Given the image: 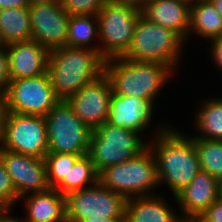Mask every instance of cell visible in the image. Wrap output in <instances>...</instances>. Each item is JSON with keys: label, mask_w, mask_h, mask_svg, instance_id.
Listing matches in <instances>:
<instances>
[{"label": "cell", "mask_w": 222, "mask_h": 222, "mask_svg": "<svg viewBox=\"0 0 222 222\" xmlns=\"http://www.w3.org/2000/svg\"><path fill=\"white\" fill-rule=\"evenodd\" d=\"M161 124L156 130L153 128L148 146L155 157L159 184L166 185L171 196H175L198 174L201 166L193 137L171 124Z\"/></svg>", "instance_id": "6da1fadb"}, {"label": "cell", "mask_w": 222, "mask_h": 222, "mask_svg": "<svg viewBox=\"0 0 222 222\" xmlns=\"http://www.w3.org/2000/svg\"><path fill=\"white\" fill-rule=\"evenodd\" d=\"M105 58L97 50L69 47L49 51L48 69L52 88L60 101L105 73Z\"/></svg>", "instance_id": "7a4b0ae2"}, {"label": "cell", "mask_w": 222, "mask_h": 222, "mask_svg": "<svg viewBox=\"0 0 222 222\" xmlns=\"http://www.w3.org/2000/svg\"><path fill=\"white\" fill-rule=\"evenodd\" d=\"M174 73L169 66L157 62L130 61L123 57L105 60V74L115 94L145 99L153 107L160 91L175 77Z\"/></svg>", "instance_id": "3957f363"}, {"label": "cell", "mask_w": 222, "mask_h": 222, "mask_svg": "<svg viewBox=\"0 0 222 222\" xmlns=\"http://www.w3.org/2000/svg\"><path fill=\"white\" fill-rule=\"evenodd\" d=\"M186 45V40L178 32L153 23L141 14L130 47L121 57L130 61L161 63L178 73Z\"/></svg>", "instance_id": "277c9868"}, {"label": "cell", "mask_w": 222, "mask_h": 222, "mask_svg": "<svg viewBox=\"0 0 222 222\" xmlns=\"http://www.w3.org/2000/svg\"><path fill=\"white\" fill-rule=\"evenodd\" d=\"M99 182L107 189L131 197L159 194L157 164L149 146L132 159L109 166L99 173Z\"/></svg>", "instance_id": "5b68a950"}, {"label": "cell", "mask_w": 222, "mask_h": 222, "mask_svg": "<svg viewBox=\"0 0 222 222\" xmlns=\"http://www.w3.org/2000/svg\"><path fill=\"white\" fill-rule=\"evenodd\" d=\"M142 134L105 122L91 132L88 155L95 169H103L132 159L148 147Z\"/></svg>", "instance_id": "8992f818"}, {"label": "cell", "mask_w": 222, "mask_h": 222, "mask_svg": "<svg viewBox=\"0 0 222 222\" xmlns=\"http://www.w3.org/2000/svg\"><path fill=\"white\" fill-rule=\"evenodd\" d=\"M141 7L109 1L96 15L99 30V52L105 58L121 57L130 47Z\"/></svg>", "instance_id": "52a82bcc"}, {"label": "cell", "mask_w": 222, "mask_h": 222, "mask_svg": "<svg viewBox=\"0 0 222 222\" xmlns=\"http://www.w3.org/2000/svg\"><path fill=\"white\" fill-rule=\"evenodd\" d=\"M0 148L44 159L48 153L44 117L3 110Z\"/></svg>", "instance_id": "ba28073f"}, {"label": "cell", "mask_w": 222, "mask_h": 222, "mask_svg": "<svg viewBox=\"0 0 222 222\" xmlns=\"http://www.w3.org/2000/svg\"><path fill=\"white\" fill-rule=\"evenodd\" d=\"M48 152L85 155L92 130L72 111L66 101H59L44 117Z\"/></svg>", "instance_id": "9c48e42d"}, {"label": "cell", "mask_w": 222, "mask_h": 222, "mask_svg": "<svg viewBox=\"0 0 222 222\" xmlns=\"http://www.w3.org/2000/svg\"><path fill=\"white\" fill-rule=\"evenodd\" d=\"M2 101L6 112L45 117L60 100L47 72L32 78L11 80Z\"/></svg>", "instance_id": "30bf717a"}, {"label": "cell", "mask_w": 222, "mask_h": 222, "mask_svg": "<svg viewBox=\"0 0 222 222\" xmlns=\"http://www.w3.org/2000/svg\"><path fill=\"white\" fill-rule=\"evenodd\" d=\"M67 198L68 222H81L90 218H110L126 216V198L107 189L100 182L74 191Z\"/></svg>", "instance_id": "8fae6325"}, {"label": "cell", "mask_w": 222, "mask_h": 222, "mask_svg": "<svg viewBox=\"0 0 222 222\" xmlns=\"http://www.w3.org/2000/svg\"><path fill=\"white\" fill-rule=\"evenodd\" d=\"M31 40L37 41L48 51L66 46L70 14L60 0L45 5L29 6Z\"/></svg>", "instance_id": "7c38bea8"}, {"label": "cell", "mask_w": 222, "mask_h": 222, "mask_svg": "<svg viewBox=\"0 0 222 222\" xmlns=\"http://www.w3.org/2000/svg\"><path fill=\"white\" fill-rule=\"evenodd\" d=\"M112 92L110 79L104 73L91 83L83 86L79 92L69 97L66 102L83 123L93 131L107 122Z\"/></svg>", "instance_id": "4fadbf2b"}, {"label": "cell", "mask_w": 222, "mask_h": 222, "mask_svg": "<svg viewBox=\"0 0 222 222\" xmlns=\"http://www.w3.org/2000/svg\"><path fill=\"white\" fill-rule=\"evenodd\" d=\"M7 173L19 197L50 188L45 160L0 148Z\"/></svg>", "instance_id": "5bb4252c"}, {"label": "cell", "mask_w": 222, "mask_h": 222, "mask_svg": "<svg viewBox=\"0 0 222 222\" xmlns=\"http://www.w3.org/2000/svg\"><path fill=\"white\" fill-rule=\"evenodd\" d=\"M185 222H195L219 198V180L200 170L191 182L172 196Z\"/></svg>", "instance_id": "9a60e30c"}, {"label": "cell", "mask_w": 222, "mask_h": 222, "mask_svg": "<svg viewBox=\"0 0 222 222\" xmlns=\"http://www.w3.org/2000/svg\"><path fill=\"white\" fill-rule=\"evenodd\" d=\"M154 114L155 108L147 100L112 92L107 122L143 134L153 121Z\"/></svg>", "instance_id": "2e32d148"}, {"label": "cell", "mask_w": 222, "mask_h": 222, "mask_svg": "<svg viewBox=\"0 0 222 222\" xmlns=\"http://www.w3.org/2000/svg\"><path fill=\"white\" fill-rule=\"evenodd\" d=\"M11 80L32 78L47 73L49 51L35 40L5 46Z\"/></svg>", "instance_id": "e0dca14e"}, {"label": "cell", "mask_w": 222, "mask_h": 222, "mask_svg": "<svg viewBox=\"0 0 222 222\" xmlns=\"http://www.w3.org/2000/svg\"><path fill=\"white\" fill-rule=\"evenodd\" d=\"M191 3L185 0H147L141 6L149 21L178 32L187 40L190 28Z\"/></svg>", "instance_id": "ac0fdd59"}, {"label": "cell", "mask_w": 222, "mask_h": 222, "mask_svg": "<svg viewBox=\"0 0 222 222\" xmlns=\"http://www.w3.org/2000/svg\"><path fill=\"white\" fill-rule=\"evenodd\" d=\"M25 206V220L33 222H68L67 198L55 189L29 193L19 198Z\"/></svg>", "instance_id": "d6986e66"}, {"label": "cell", "mask_w": 222, "mask_h": 222, "mask_svg": "<svg viewBox=\"0 0 222 222\" xmlns=\"http://www.w3.org/2000/svg\"><path fill=\"white\" fill-rule=\"evenodd\" d=\"M131 197L126 200L125 214L128 222H185L177 209L171 207L164 193Z\"/></svg>", "instance_id": "ffe728a7"}, {"label": "cell", "mask_w": 222, "mask_h": 222, "mask_svg": "<svg viewBox=\"0 0 222 222\" xmlns=\"http://www.w3.org/2000/svg\"><path fill=\"white\" fill-rule=\"evenodd\" d=\"M199 36L205 41L222 36V17L209 0H195L190 7V28L186 40Z\"/></svg>", "instance_id": "44dd1931"}, {"label": "cell", "mask_w": 222, "mask_h": 222, "mask_svg": "<svg viewBox=\"0 0 222 222\" xmlns=\"http://www.w3.org/2000/svg\"><path fill=\"white\" fill-rule=\"evenodd\" d=\"M205 99V100H204ZM199 104L196 109L195 118L192 121L194 124V131L197 130L199 134H193V138L222 140V98L206 97Z\"/></svg>", "instance_id": "7402d4cb"}, {"label": "cell", "mask_w": 222, "mask_h": 222, "mask_svg": "<svg viewBox=\"0 0 222 222\" xmlns=\"http://www.w3.org/2000/svg\"><path fill=\"white\" fill-rule=\"evenodd\" d=\"M32 38L29 8H6L0 10V43L28 41Z\"/></svg>", "instance_id": "603a6c76"}, {"label": "cell", "mask_w": 222, "mask_h": 222, "mask_svg": "<svg viewBox=\"0 0 222 222\" xmlns=\"http://www.w3.org/2000/svg\"><path fill=\"white\" fill-rule=\"evenodd\" d=\"M97 40V43L94 42ZM99 30L96 15H70L66 46L99 52ZM95 43V44H94Z\"/></svg>", "instance_id": "cb8c5ba5"}, {"label": "cell", "mask_w": 222, "mask_h": 222, "mask_svg": "<svg viewBox=\"0 0 222 222\" xmlns=\"http://www.w3.org/2000/svg\"><path fill=\"white\" fill-rule=\"evenodd\" d=\"M80 156L82 155L57 152L46 154L44 160L51 189L57 190L63 196L68 195V174Z\"/></svg>", "instance_id": "d4e9b609"}, {"label": "cell", "mask_w": 222, "mask_h": 222, "mask_svg": "<svg viewBox=\"0 0 222 222\" xmlns=\"http://www.w3.org/2000/svg\"><path fill=\"white\" fill-rule=\"evenodd\" d=\"M201 170L222 180V140L193 138Z\"/></svg>", "instance_id": "484cf974"}, {"label": "cell", "mask_w": 222, "mask_h": 222, "mask_svg": "<svg viewBox=\"0 0 222 222\" xmlns=\"http://www.w3.org/2000/svg\"><path fill=\"white\" fill-rule=\"evenodd\" d=\"M99 182V173L88 154L80 156L68 174V194Z\"/></svg>", "instance_id": "4316f807"}, {"label": "cell", "mask_w": 222, "mask_h": 222, "mask_svg": "<svg viewBox=\"0 0 222 222\" xmlns=\"http://www.w3.org/2000/svg\"><path fill=\"white\" fill-rule=\"evenodd\" d=\"M19 198L0 156V207L6 212H11L13 207L18 205Z\"/></svg>", "instance_id": "83f0119b"}, {"label": "cell", "mask_w": 222, "mask_h": 222, "mask_svg": "<svg viewBox=\"0 0 222 222\" xmlns=\"http://www.w3.org/2000/svg\"><path fill=\"white\" fill-rule=\"evenodd\" d=\"M110 0H60L61 6L70 15H97Z\"/></svg>", "instance_id": "f1b7e54d"}, {"label": "cell", "mask_w": 222, "mask_h": 222, "mask_svg": "<svg viewBox=\"0 0 222 222\" xmlns=\"http://www.w3.org/2000/svg\"><path fill=\"white\" fill-rule=\"evenodd\" d=\"M11 81L9 74V58L4 45L0 46V98H2Z\"/></svg>", "instance_id": "f546056e"}, {"label": "cell", "mask_w": 222, "mask_h": 222, "mask_svg": "<svg viewBox=\"0 0 222 222\" xmlns=\"http://www.w3.org/2000/svg\"><path fill=\"white\" fill-rule=\"evenodd\" d=\"M195 222H222V200L218 198Z\"/></svg>", "instance_id": "4dcf8cb0"}, {"label": "cell", "mask_w": 222, "mask_h": 222, "mask_svg": "<svg viewBox=\"0 0 222 222\" xmlns=\"http://www.w3.org/2000/svg\"><path fill=\"white\" fill-rule=\"evenodd\" d=\"M209 50L211 61L213 65L217 66V69L222 71V36L209 40Z\"/></svg>", "instance_id": "1f68e13d"}, {"label": "cell", "mask_w": 222, "mask_h": 222, "mask_svg": "<svg viewBox=\"0 0 222 222\" xmlns=\"http://www.w3.org/2000/svg\"><path fill=\"white\" fill-rule=\"evenodd\" d=\"M6 8H29L27 0H0V10Z\"/></svg>", "instance_id": "d6a6232c"}, {"label": "cell", "mask_w": 222, "mask_h": 222, "mask_svg": "<svg viewBox=\"0 0 222 222\" xmlns=\"http://www.w3.org/2000/svg\"><path fill=\"white\" fill-rule=\"evenodd\" d=\"M81 222H128L126 216L110 217V218H90Z\"/></svg>", "instance_id": "836d02e7"}, {"label": "cell", "mask_w": 222, "mask_h": 222, "mask_svg": "<svg viewBox=\"0 0 222 222\" xmlns=\"http://www.w3.org/2000/svg\"><path fill=\"white\" fill-rule=\"evenodd\" d=\"M110 1L118 3H130L141 7L147 0H110Z\"/></svg>", "instance_id": "e575fe53"}, {"label": "cell", "mask_w": 222, "mask_h": 222, "mask_svg": "<svg viewBox=\"0 0 222 222\" xmlns=\"http://www.w3.org/2000/svg\"><path fill=\"white\" fill-rule=\"evenodd\" d=\"M27 1L29 6H34V5H45L52 2H56L58 0H27Z\"/></svg>", "instance_id": "d590c367"}, {"label": "cell", "mask_w": 222, "mask_h": 222, "mask_svg": "<svg viewBox=\"0 0 222 222\" xmlns=\"http://www.w3.org/2000/svg\"><path fill=\"white\" fill-rule=\"evenodd\" d=\"M222 17V0H209Z\"/></svg>", "instance_id": "8d00e7d4"}, {"label": "cell", "mask_w": 222, "mask_h": 222, "mask_svg": "<svg viewBox=\"0 0 222 222\" xmlns=\"http://www.w3.org/2000/svg\"><path fill=\"white\" fill-rule=\"evenodd\" d=\"M0 222H14V217L10 212H5L0 218Z\"/></svg>", "instance_id": "74e56055"}, {"label": "cell", "mask_w": 222, "mask_h": 222, "mask_svg": "<svg viewBox=\"0 0 222 222\" xmlns=\"http://www.w3.org/2000/svg\"><path fill=\"white\" fill-rule=\"evenodd\" d=\"M3 101L2 98H0V140H1V118H2V113H3Z\"/></svg>", "instance_id": "f35d334b"}, {"label": "cell", "mask_w": 222, "mask_h": 222, "mask_svg": "<svg viewBox=\"0 0 222 222\" xmlns=\"http://www.w3.org/2000/svg\"><path fill=\"white\" fill-rule=\"evenodd\" d=\"M219 199L222 200V180H219Z\"/></svg>", "instance_id": "ab89813d"}, {"label": "cell", "mask_w": 222, "mask_h": 222, "mask_svg": "<svg viewBox=\"0 0 222 222\" xmlns=\"http://www.w3.org/2000/svg\"><path fill=\"white\" fill-rule=\"evenodd\" d=\"M17 220V222H33V221H30V220H25L22 216V218H15Z\"/></svg>", "instance_id": "60d3db41"}, {"label": "cell", "mask_w": 222, "mask_h": 222, "mask_svg": "<svg viewBox=\"0 0 222 222\" xmlns=\"http://www.w3.org/2000/svg\"><path fill=\"white\" fill-rule=\"evenodd\" d=\"M6 211H4L1 207H0V218L2 217V215L5 213Z\"/></svg>", "instance_id": "b9f144b4"}, {"label": "cell", "mask_w": 222, "mask_h": 222, "mask_svg": "<svg viewBox=\"0 0 222 222\" xmlns=\"http://www.w3.org/2000/svg\"><path fill=\"white\" fill-rule=\"evenodd\" d=\"M185 1L190 2L192 4L195 0H185Z\"/></svg>", "instance_id": "7bdbcfd3"}]
</instances>
